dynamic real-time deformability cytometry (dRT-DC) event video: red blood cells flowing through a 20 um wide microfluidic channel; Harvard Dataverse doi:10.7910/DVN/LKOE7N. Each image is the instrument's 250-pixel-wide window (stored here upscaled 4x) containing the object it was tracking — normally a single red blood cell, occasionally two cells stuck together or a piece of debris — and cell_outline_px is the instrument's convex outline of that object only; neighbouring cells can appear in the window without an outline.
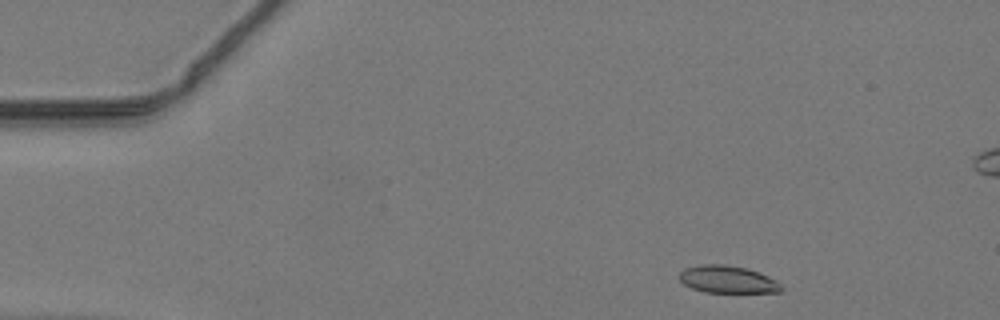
{"species": "common noctule bat (a hibernating species)", "species_latin": "Nyctalus noctula", "temperature_condition": "warm", "stored_images_in_passage": 44, "segment_of_instrument_passage": [1, 2], "camera_frame_rate_fps": 3000, "um_per_image_px": 0.085, "animal": {"sex": "male", "body_mass_g": 19.2, "forearm_length_mm": 51.8}, "frame": {"image": 1, "passage_image": 2, "time_ms": 0.333, "image_size_px": [1000, 320], "cell_outline_px": [[784, 288], [780, 292], [704, 292], [692, 288], [684, 284], [676, 276], [684, 268], [700, 264], [724, 264], [748, 268], [760, 272], [776, 280]], "centroid_in_image_um": [61.83, 23.74], "position_along_channel_um": 23.2, "area_um2": 16.47}}
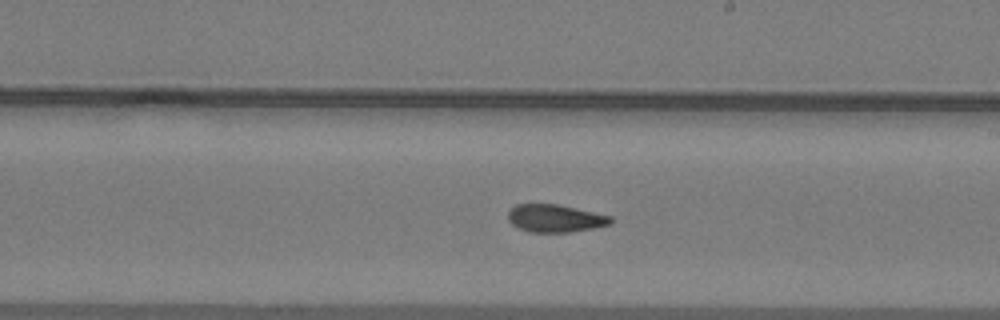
{"frame": {"image": 2, "passage_image": 23, "time_ms": 7.333, "image_size_px": [1000, 320], "cell_outline_px": [[612, 220], [608, 224], [592, 228], [568, 232], [532, 232], [520, 228], [512, 224], [508, 220], [508, 212], [516, 204], [560, 204], [612, 216]], "centroid_in_image_um": [47.18, 18.54], "position_along_channel_um": 241.8, "area_um2": 16.42}}
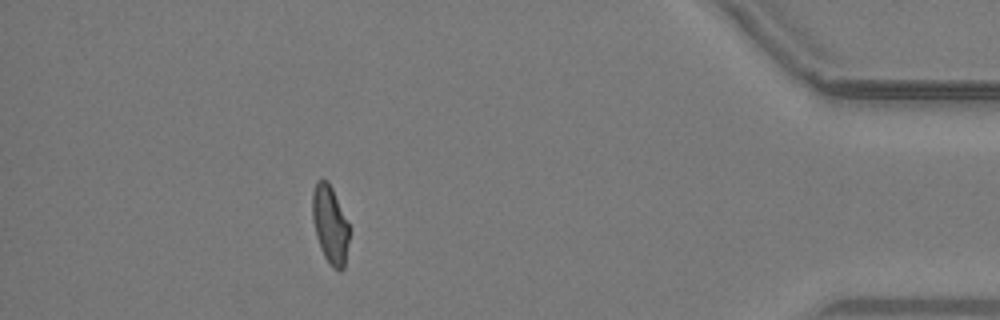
{"frame": {"image": 3, "passage_image": 38, "time_ms": 12.333, "image_size_px": [1000, 320], "cell_outline_px": [[348, 240], [344, 268], [340, 272], [332, 268], [324, 256], [320, 248], [316, 236], [312, 220], [312, 192], [316, 180], [328, 180], [332, 188], [348, 224]], "centroid_in_image_um": [28.02, 19.1], "position_along_channel_um": 407.2, "area_um2": 16.65}}